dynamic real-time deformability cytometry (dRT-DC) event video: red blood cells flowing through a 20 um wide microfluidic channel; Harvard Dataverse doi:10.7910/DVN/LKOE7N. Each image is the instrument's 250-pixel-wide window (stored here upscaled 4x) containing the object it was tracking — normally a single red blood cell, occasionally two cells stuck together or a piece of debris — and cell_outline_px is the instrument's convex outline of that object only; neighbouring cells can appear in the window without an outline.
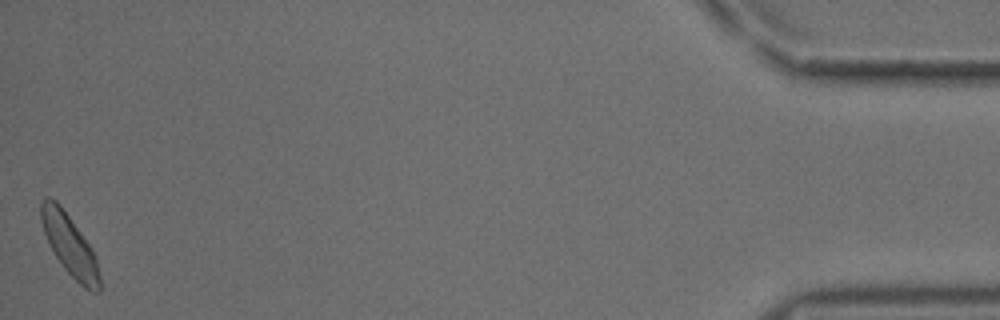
{"species": "common noctule bat (a hibernating species)", "species_latin": "Nyctalus noctula", "temperature_condition": "cold", "stored_images_in_passage": 56, "camera_frame_rate_fps": 3000, "um_per_image_px": 0.085, "animal": {"sex": "male", "body_mass_g": 18.8}, "frame": {"image": 1, "passage_image": 56, "time_ms": 18.333, "image_size_px": [1000, 320], "cell_outline_px": [[100, 292], [92, 292], [84, 288], [64, 268], [56, 256], [44, 232], [40, 220], [40, 200], [44, 196], [48, 196], [56, 200], [60, 204], [80, 232], [96, 256], [100, 276]], "centroid_in_image_um": [5.91, 20.81], "position_along_channel_um": 429.3, "area_um2": 20.58}, "authors_computed_cell_mechanics": {"area_um2": 20.7502, "velocity_mm_per_s": 3.7006, "shape_relaxation_time_tau1_ms": 6.4154, "shape_relaxation_time_tau2_ms": 2.9434, "deformation_change_tau1": 0.1148, "deformation_change_tau2": 0.0482}}